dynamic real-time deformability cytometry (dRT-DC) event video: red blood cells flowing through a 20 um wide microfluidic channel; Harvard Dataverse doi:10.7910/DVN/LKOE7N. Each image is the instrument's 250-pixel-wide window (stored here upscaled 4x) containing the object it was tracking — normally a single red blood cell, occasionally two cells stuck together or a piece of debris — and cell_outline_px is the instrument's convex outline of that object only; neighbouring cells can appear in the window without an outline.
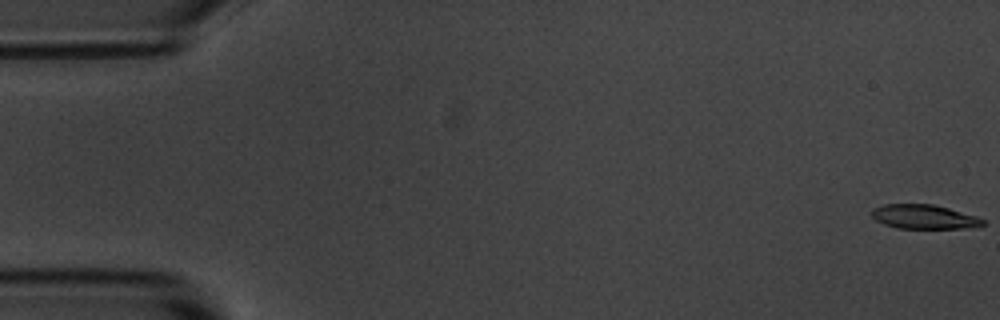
{"species": "common noctule bat (a hibernating species)", "species_latin": "Nyctalus noctula", "temperature_condition": "room temperature", "stored_images_in_passage": 8, "camera_frame_rate_fps": 3000, "um_per_image_px": 0.085, "animal": {"sex": "male", "body_mass_g": 20.1, "forearm_length_mm": 53.5}, "frame": {"image": 1, "passage_image": 1, "time_ms": 0.0, "image_size_px": [1000, 320], "cell_outline_px": [[984, 224], [964, 228], [896, 228], [884, 224], [876, 220], [872, 216], [872, 208], [884, 204], [932, 204], [948, 208], [976, 216], [984, 220]], "centroid_in_image_um": [78.49, 18.42], "position_along_channel_um": 6.5, "area_um2": 15.49}}
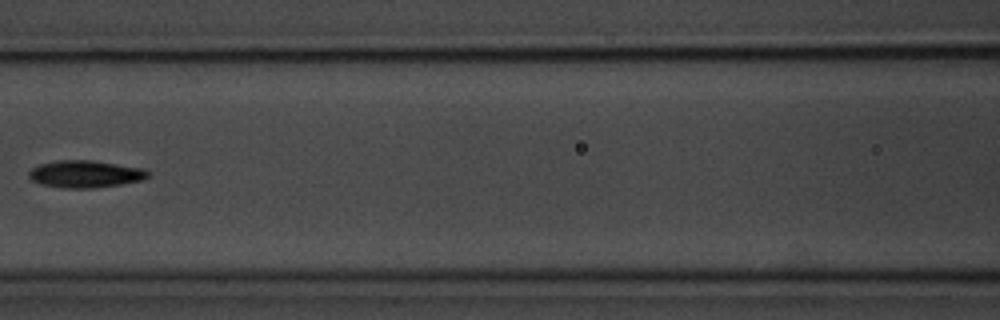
{"frame": {"image": 2, "passage_image": 7, "time_ms": 8.0, "image_size_px": [1000, 320], "cell_outline_px": [[152, 172], [144, 180], [120, 184], [92, 188], [60, 188], [40, 184], [32, 180], [28, 176], [28, 172], [32, 168], [40, 164], [56, 160], [92, 160], [144, 168]], "centroid_in_image_um": [7.26, 14.79], "position_along_channel_um": 159.3, "area_um2": 19.07}}
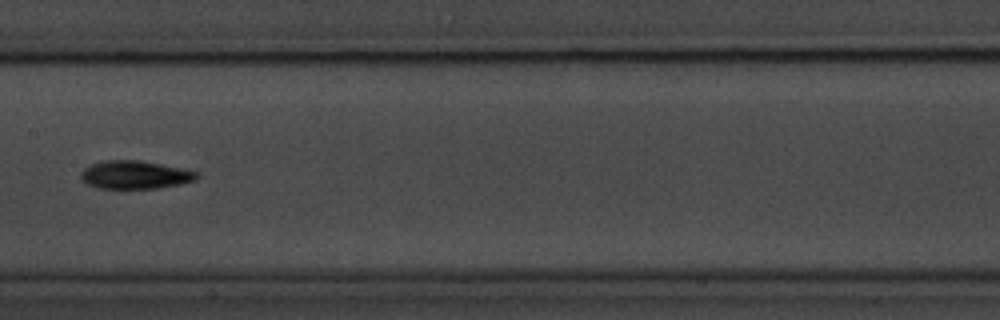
{"frame": {"image": 3, "passage_image": 8, "time_ms": 9.0, "image_size_px": [1000, 320], "cell_outline_px": [[200, 176], [196, 180], [180, 184], [156, 188], [96, 188], [88, 184], [80, 176], [80, 172], [88, 164], [104, 160], [140, 160], [200, 172]], "centroid_in_image_um": [11.47, 14.85], "position_along_channel_um": 195.9, "area_um2": 19.07}}